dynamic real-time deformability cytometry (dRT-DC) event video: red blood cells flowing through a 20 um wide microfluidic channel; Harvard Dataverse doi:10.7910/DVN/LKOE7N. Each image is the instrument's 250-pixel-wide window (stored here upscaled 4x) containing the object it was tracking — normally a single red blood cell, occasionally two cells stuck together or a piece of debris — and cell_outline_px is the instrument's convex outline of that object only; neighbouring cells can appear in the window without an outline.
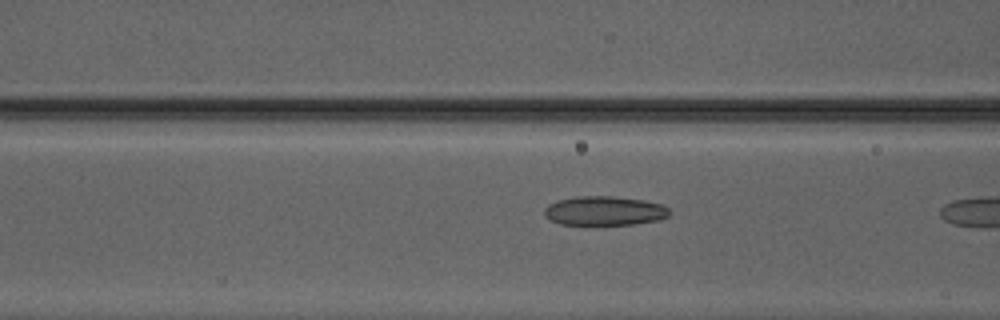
{"species": "Egyptian fruit bat (a non-hibernating species)", "species_latin": "Rousettus aegyptiacus", "temperature_condition": "warm", "stored_images_in_passage": 10, "camera_frame_rate_fps": 3000, "um_per_image_px": 0.085, "animal": {"sex": "male"}, "frame": {"image": 1, "passage_image": 9, "time_ms": 2.667, "image_size_px": [1000, 320], "cell_outline_px": [[672, 212], [668, 216], [660, 220], [632, 224], [560, 224], [548, 220], [544, 216], [544, 208], [548, 204], [560, 200], [576, 196], [612, 196], [644, 200], [660, 204], [668, 208]], "centroid_in_image_um": [51.37, 17.92], "position_along_channel_um": 115.2, "area_um2": 21.33}}